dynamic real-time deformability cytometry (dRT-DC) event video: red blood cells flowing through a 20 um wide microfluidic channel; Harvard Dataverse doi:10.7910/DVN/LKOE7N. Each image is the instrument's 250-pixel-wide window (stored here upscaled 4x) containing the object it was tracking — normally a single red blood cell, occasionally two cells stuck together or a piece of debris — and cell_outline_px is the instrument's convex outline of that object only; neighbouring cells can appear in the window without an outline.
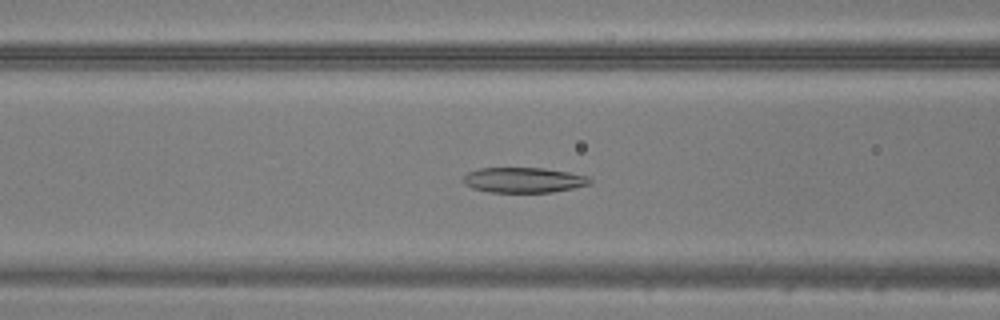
{"species": "common noctule bat (a hibernating species)", "species_latin": "Nyctalus noctula", "temperature_condition": "warm", "stored_images_in_passage": 48, "camera_frame_rate_fps": 3000, "um_per_image_px": 0.085, "animal": {"sex": "male", "body_mass_g": 20.5, "forearm_length_mm": 52.5}, "frame": {"image": 1, "passage_image": 20, "time_ms": 6.333, "image_size_px": [1000, 320], "cell_outline_px": [[592, 180], [588, 184], [572, 188], [552, 192], [488, 192], [472, 188], [464, 184], [464, 176], [468, 172], [480, 168], [544, 168], [568, 172], [588, 176]], "centroid_in_image_um": [44.49, 15.3], "position_along_channel_um": 122.1, "area_um2": 18.5}}
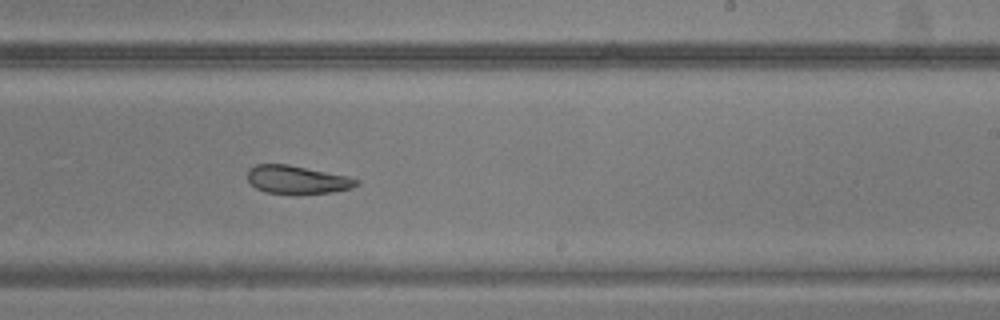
{"frame": {"image": 2, "passage_image": 30, "time_ms": 9.667, "image_size_px": [1000, 320], "cell_outline_px": [[360, 184], [352, 188], [332, 192], [300, 196], [292, 196], [264, 192], [256, 188], [248, 180], [248, 168], [256, 164], [288, 164], [348, 176], [360, 180]], "centroid_in_image_um": [25.27, 15.31], "position_along_channel_um": 263.7, "area_um2": 18.61}}
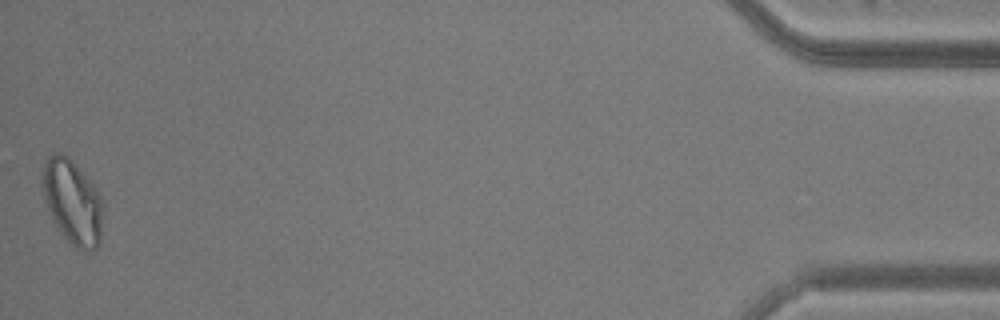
{"frame": {"image": 3, "passage_image": 48, "time_ms": 15.667, "image_size_px": [1000, 320], "cell_outline_px": [[104, 208], [100, 244], [92, 252], [84, 252], [76, 248], [64, 236], [52, 220], [44, 196], [44, 164], [48, 156], [56, 152], [64, 152], [72, 160], [92, 184], [100, 196], [104, 204]], "centroid_in_image_um": [6.21, 17.21], "position_along_channel_um": 429.0, "area_um2": 29.71}}